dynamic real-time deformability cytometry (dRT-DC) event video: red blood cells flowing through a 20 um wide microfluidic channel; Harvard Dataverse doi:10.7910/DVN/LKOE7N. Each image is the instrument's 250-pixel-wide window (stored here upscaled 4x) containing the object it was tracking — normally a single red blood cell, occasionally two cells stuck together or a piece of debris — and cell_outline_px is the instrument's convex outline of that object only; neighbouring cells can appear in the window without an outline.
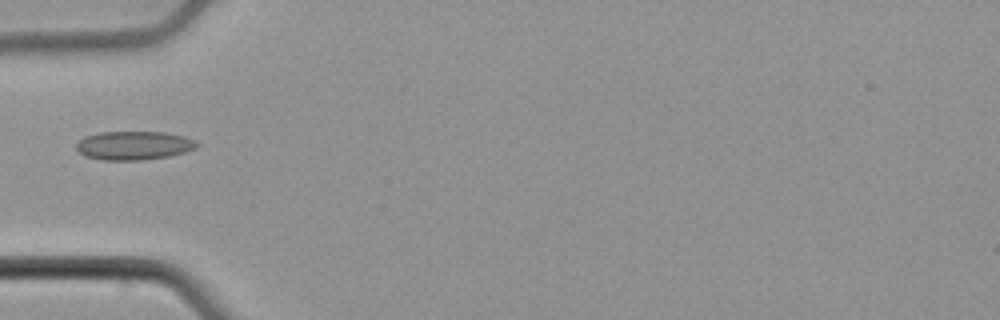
{"species": "common noctule bat (a hibernating species)", "species_latin": "Nyctalus noctula", "temperature_condition": "cold", "stored_images_in_passage": 4, "camera_frame_rate_fps": 3000, "um_per_image_px": 0.085, "animal": {"sex": "male", "body_mass_g": 21.5, "forearm_length_mm": 52.0}, "frame": {"image": 1, "passage_image": 4, "time_ms": 1.0, "image_size_px": [1000, 320], "cell_outline_px": [[200, 144], [196, 148], [184, 152], [168, 156], [144, 160], [104, 160], [84, 156], [76, 148], [76, 144], [84, 136], [100, 132], [164, 132], [184, 136], [196, 140]], "centroid_in_image_um": [11.39, 12.36], "position_along_channel_um": 73.6, "area_um2": 20.23}}